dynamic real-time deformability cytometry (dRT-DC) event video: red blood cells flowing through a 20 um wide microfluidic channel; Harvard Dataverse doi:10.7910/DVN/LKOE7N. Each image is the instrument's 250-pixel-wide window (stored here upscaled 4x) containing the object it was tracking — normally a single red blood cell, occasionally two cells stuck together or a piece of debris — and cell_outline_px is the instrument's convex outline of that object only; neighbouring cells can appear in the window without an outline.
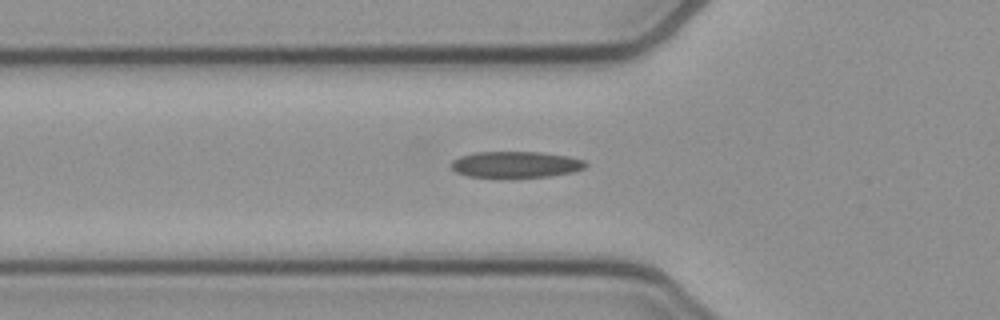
{"species": "common noctule bat (a hibernating species)", "species_latin": "Nyctalus noctula", "temperature_condition": "cold", "stored_images_in_passage": 36, "camera_frame_rate_fps": 3000, "um_per_image_px": 0.085, "animal": {"sex": "female", "body_mass_g": 21.9}, "frame": {"image": 1, "passage_image": 2, "time_ms": 0.333, "image_size_px": [1000, 320], "cell_outline_px": [[588, 164], [584, 168], [572, 172], [548, 176], [500, 180], [468, 176], [456, 172], [448, 164], [452, 160], [460, 156], [476, 152], [540, 152], [568, 156], [584, 160]], "centroid_in_image_um": [43.77, 14.02], "position_along_channel_um": 82.0, "area_um2": 21.39}}
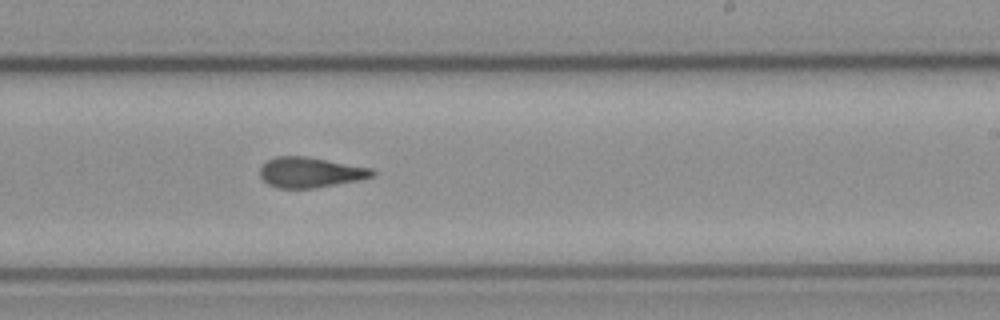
{"frame": {"image": 2, "passage_image": 16, "time_ms": 5.0, "image_size_px": [1000, 320], "cell_outline_px": [[376, 172], [372, 176], [360, 180], [316, 188], [276, 188], [268, 184], [260, 176], [260, 168], [268, 160], [276, 156], [304, 156], [372, 168]], "centroid_in_image_um": [26.37, 14.66], "position_along_channel_um": 262.6, "area_um2": 19.77}}
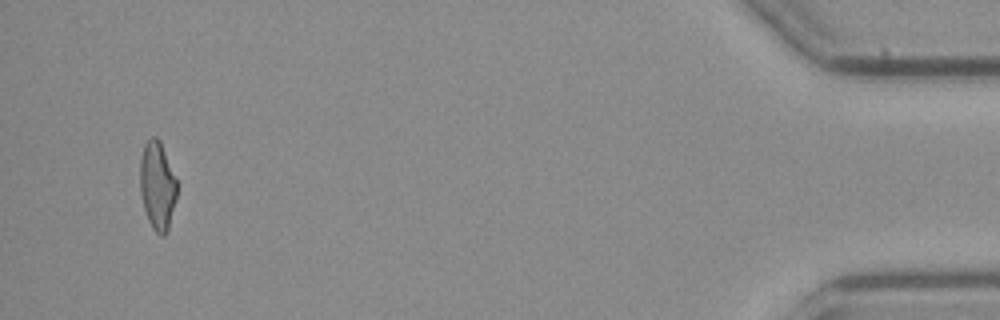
{"frame": {"image": 3, "passage_image": 35, "time_ms": 11.333, "image_size_px": [1000, 320], "cell_outline_px": [[176, 196], [168, 228], [164, 236], [160, 236], [152, 228], [148, 220], [144, 208], [140, 192], [140, 160], [144, 144], [152, 136], [156, 136], [160, 140], [176, 180]], "centroid_in_image_um": [13.35, 15.77], "position_along_channel_um": 421.8, "area_um2": 18.73}}